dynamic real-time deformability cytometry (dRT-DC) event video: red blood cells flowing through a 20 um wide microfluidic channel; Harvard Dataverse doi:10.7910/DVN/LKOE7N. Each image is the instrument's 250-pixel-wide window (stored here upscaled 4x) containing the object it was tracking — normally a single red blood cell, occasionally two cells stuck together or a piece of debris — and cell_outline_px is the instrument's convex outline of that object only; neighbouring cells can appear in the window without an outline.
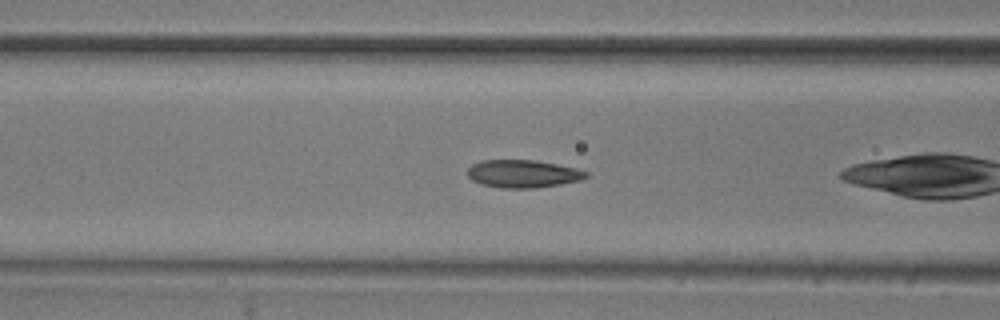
{"species": "common noctule bat (a hibernating species)", "species_latin": "Nyctalus noctula", "temperature_condition": "room temperature", "stored_images_in_passage": 26, "camera_frame_rate_fps": 3000, "um_per_image_px": 0.085, "animal": {"sex": "male", "body_mass_g": 20.5, "forearm_length_mm": 52.5}, "frame": {"image": 1, "passage_image": 5, "time_ms": 1.333, "image_size_px": [1000, 320], "cell_outline_px": [[588, 176], [580, 180], [560, 184], [536, 188], [500, 188], [484, 184], [472, 180], [468, 176], [468, 168], [472, 164], [480, 160], [536, 160], [576, 168], [588, 172]], "centroid_in_image_um": [44.45, 14.76], "position_along_channel_um": 122.2, "area_um2": 19.13}}
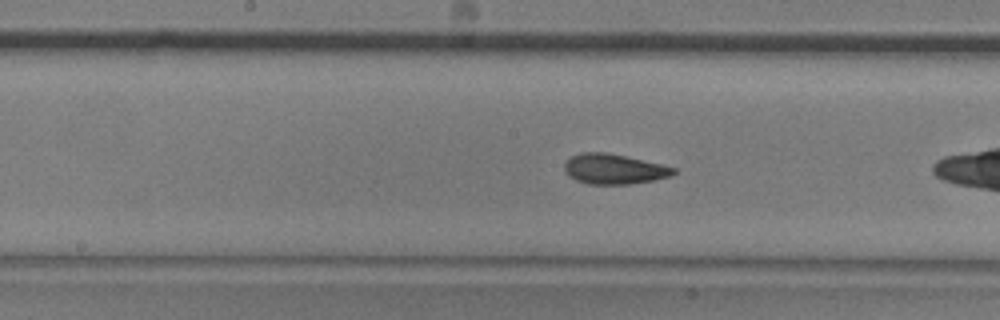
{"frame": {"image": 2, "passage_image": 11, "time_ms": 3.333, "image_size_px": [1000, 320], "cell_outline_px": [[676, 172], [672, 176], [656, 180], [628, 184], [588, 184], [576, 180], [568, 176], [564, 172], [564, 164], [572, 156], [580, 152], [608, 152], [660, 164], [676, 168]], "centroid_in_image_um": [52.18, 14.37], "position_along_channel_um": 196.0, "area_um2": 19.25}}
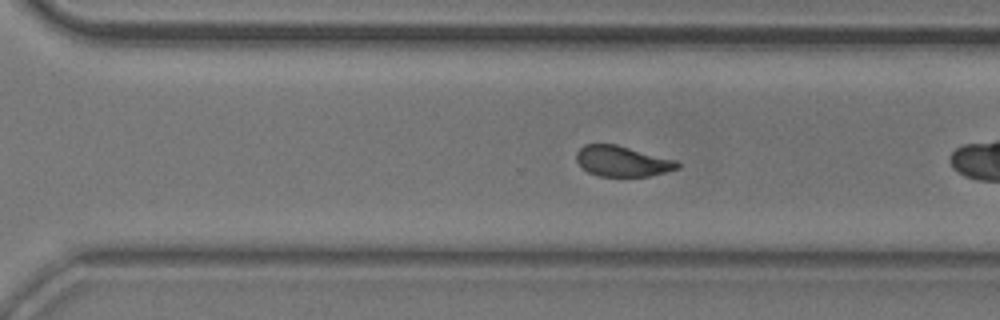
{"frame": {"image": 3, "passage_image": 21, "time_ms": 6.667, "image_size_px": [1000, 320], "cell_outline_px": [[680, 168], [648, 176], [600, 176], [588, 172], [576, 160], [576, 152], [584, 144], [616, 144], [676, 160], [680, 164]], "centroid_in_image_um": [52.89, 13.69], "position_along_channel_um": 317.7, "area_um2": 17.86}}